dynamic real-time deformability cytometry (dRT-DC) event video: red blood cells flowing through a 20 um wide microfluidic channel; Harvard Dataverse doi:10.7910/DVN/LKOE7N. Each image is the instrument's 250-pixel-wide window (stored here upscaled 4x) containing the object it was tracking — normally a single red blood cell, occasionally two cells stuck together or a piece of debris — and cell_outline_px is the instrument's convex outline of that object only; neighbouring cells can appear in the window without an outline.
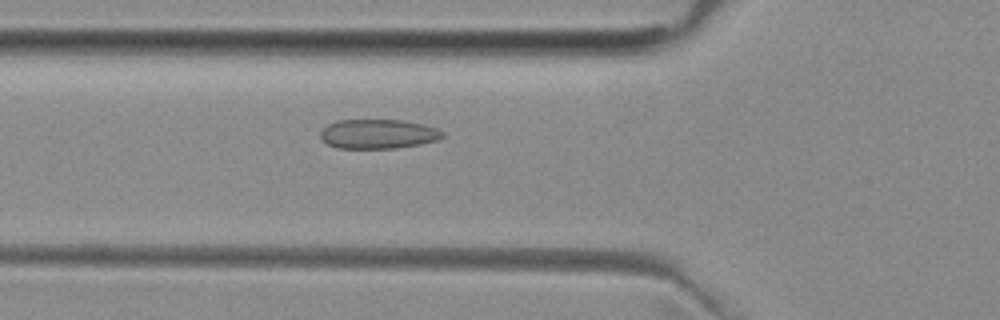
{"species": "common noctule bat (a hibernating species)", "species_latin": "Nyctalus noctula", "temperature_condition": "room temperature", "stored_images_in_passage": 36, "camera_frame_rate_fps": 3000, "um_per_image_px": 0.085, "animal": {"sex": "female", "body_mass_g": 29.2, "forearm_length_mm": 56.3}, "frame": {"image": 1, "passage_image": 3, "time_ms": 0.667, "image_size_px": [1000, 320], "cell_outline_px": [[444, 136], [436, 140], [420, 144], [396, 148], [336, 148], [328, 144], [320, 136], [320, 132], [328, 124], [336, 120], [400, 120], [424, 124], [436, 128], [444, 132]], "centroid_in_image_um": [32.14, 11.38], "position_along_channel_um": 93.7, "area_um2": 20.87}}
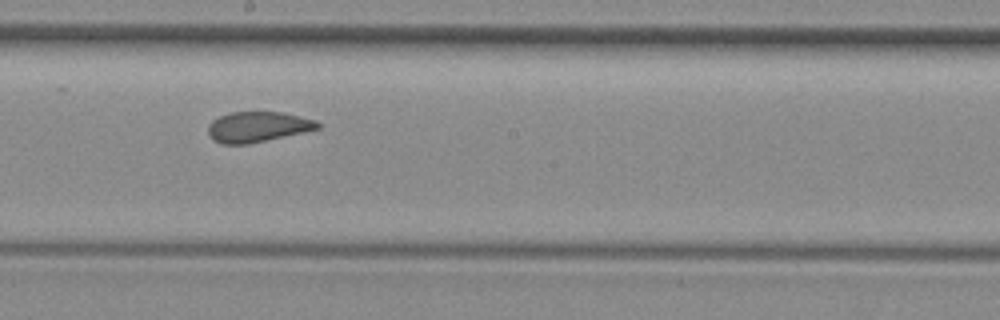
{"frame": {"image": 2, "passage_image": 13, "time_ms": 4.0, "image_size_px": [1000, 320], "cell_outline_px": [[320, 128], [304, 132], [248, 144], [224, 144], [212, 140], [208, 132], [208, 124], [212, 120], [220, 116], [232, 112], [284, 112], [316, 120], [320, 124]], "centroid_in_image_um": [21.9, 10.78], "position_along_channel_um": 226.3, "area_um2": 19.42}}
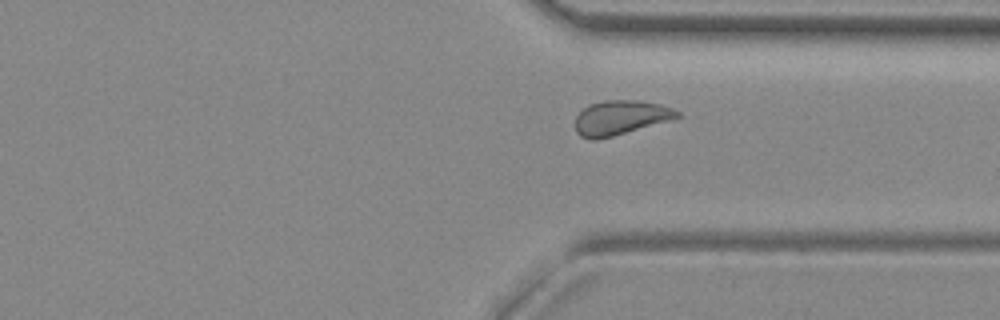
{"frame": {"image": 3, "passage_image": 23, "time_ms": 7.333, "image_size_px": [1000, 320], "cell_outline_px": [[680, 116], [668, 120], [612, 136], [596, 140], [592, 140], [580, 136], [576, 132], [576, 116], [588, 104], [604, 100], [640, 100], [660, 104], [672, 108], [680, 112]], "centroid_in_image_um": [52.7, 9.98], "position_along_channel_um": 358.7, "area_um2": 20.23}, "authors_computed_cell_mechanics": {"area_um2": 20.3745, "velocity_mm_per_s": 3.9756, "shape_relaxation_time_tau1_ms": 6.1049, "shape_relaxation_time_tau2_ms": 1.4684, "deformation_change_tau1": 0.1112, "deformation_change_tau2": 0.0535}}